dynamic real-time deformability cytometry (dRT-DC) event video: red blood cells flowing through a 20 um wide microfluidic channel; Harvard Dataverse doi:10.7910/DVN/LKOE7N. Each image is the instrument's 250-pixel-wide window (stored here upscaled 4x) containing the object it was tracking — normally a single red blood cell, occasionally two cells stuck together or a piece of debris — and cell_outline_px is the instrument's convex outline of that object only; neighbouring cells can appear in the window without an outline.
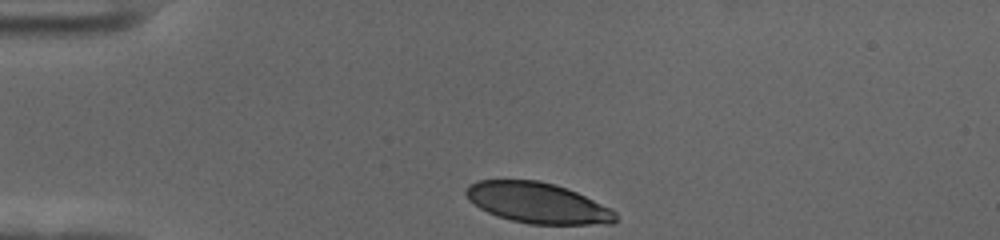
{"species": "human", "species_latin": "Homo sapiens", "temperature_condition": "cold", "stored_images_in_passage": 35, "camera_frame_rate_fps": 3000, "um_per_image_px": 0.085, "donor": {"sex": "female"}, "frame": {"image": 1, "passage_image": 1, "time_ms": 0.0, "image_size_px": [1000, 240], "cell_outline_px": [[616, 220], [612, 224], [528, 224], [496, 216], [480, 208], [468, 200], [464, 192], [468, 184], [480, 180], [540, 180], [576, 192], [612, 208], [616, 212]], "centroid_in_image_um": [45.68, 17.25], "position_along_channel_um": 39.3, "area_um2": 35.37}}
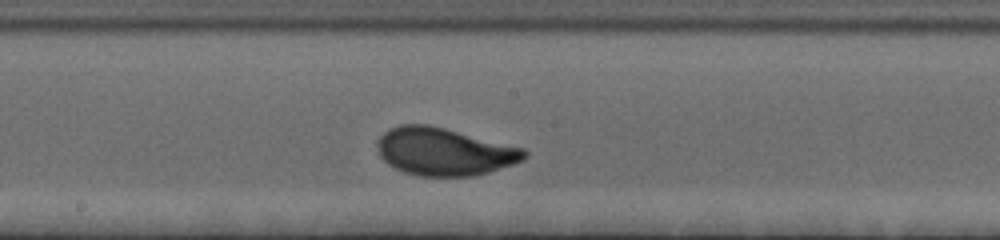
{"frame": {"image": 2, "passage_image": 19, "time_ms": 6.0, "image_size_px": [1000, 240], "cell_outline_px": [[528, 156], [524, 160], [488, 172], [472, 176], [420, 176], [404, 172], [388, 164], [380, 156], [376, 144], [380, 136], [388, 128], [400, 124], [428, 124], [524, 148], [528, 152]], "centroid_in_image_um": [37.74, 12.88], "position_along_channel_um": 210.5, "area_um2": 40.75}}
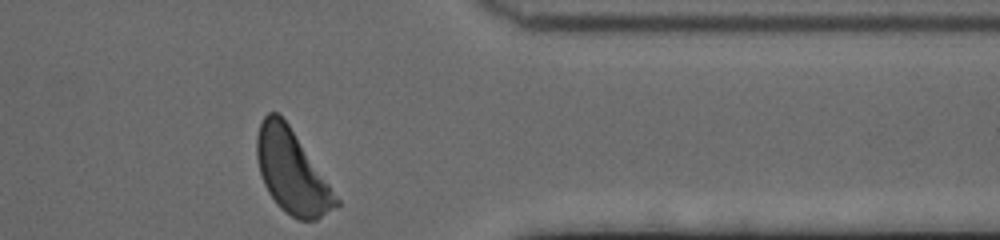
{"frame": {"image": 3, "passage_image": 35, "time_ms": 11.333, "image_size_px": [1000, 240], "cell_outline_px": [[340, 204], [316, 220], [300, 220], [284, 212], [276, 204], [268, 192], [264, 184], [260, 172], [256, 156], [256, 136], [260, 124], [264, 116], [268, 112], [276, 112], [288, 124], [340, 200]], "centroid_in_image_um": [24.78, 14.61], "position_along_channel_um": 386.6, "area_um2": 37.86}, "authors_computed_cell_mechanics": {"area_um2": 38.9572, "velocity_mm_per_s": 3.508, "shape_relaxation_time_tau1_ms": 3.0535, "shape_relaxation_time_tau2_ms": null, "deformation_change_tau1": 0.1463, "deformation_change_tau2": null}}